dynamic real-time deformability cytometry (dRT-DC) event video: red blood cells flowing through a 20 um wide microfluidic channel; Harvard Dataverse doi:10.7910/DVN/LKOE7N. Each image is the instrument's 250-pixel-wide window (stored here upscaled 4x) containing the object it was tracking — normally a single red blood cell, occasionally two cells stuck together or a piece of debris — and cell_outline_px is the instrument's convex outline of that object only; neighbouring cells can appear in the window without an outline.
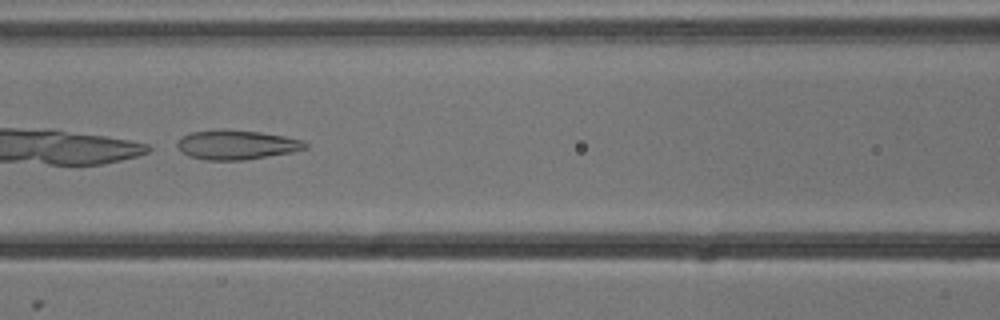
{"species": "common noctule bat (a hibernating species)", "species_latin": "Nyctalus noctula", "temperature_condition": "cold", "stored_images_in_passage": 8, "camera_frame_rate_fps": 3000, "um_per_image_px": 0.085, "animal": {"sex": "male", "body_mass_g": 13.3}, "frame": {"image": 1, "passage_image": 6, "time_ms": 1.667, "image_size_px": [1000, 320], "cell_outline_px": [[308, 148], [292, 152], [244, 160], [204, 160], [188, 156], [180, 152], [176, 144], [180, 136], [192, 132], [220, 128], [224, 128], [260, 132], [284, 136], [304, 140], [308, 144]], "centroid_in_image_um": [20.07, 12.29], "position_along_channel_um": 146.5, "area_um2": 22.37}}
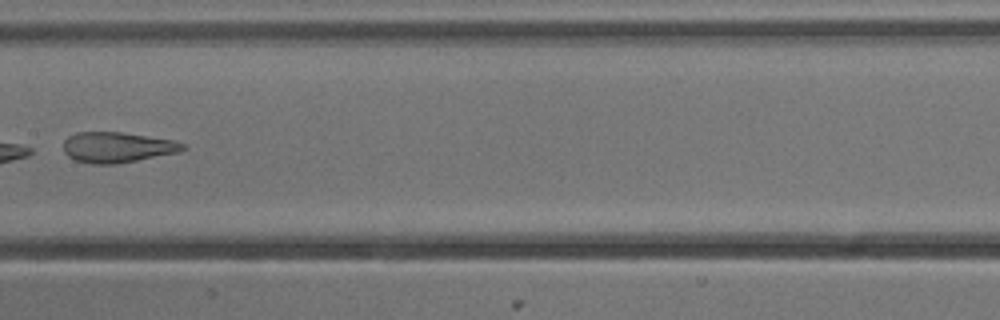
{"frame": {"image": 2, "passage_image": 7, "time_ms": 2.0, "image_size_px": [1000, 320], "cell_outline_px": [[188, 148], [180, 152], [116, 164], [88, 164], [76, 160], [68, 156], [64, 152], [64, 140], [68, 136], [76, 132], [124, 132], [176, 140], [184, 144]], "centroid_in_image_um": [9.99, 12.51], "position_along_channel_um": 197.4, "area_um2": 21.5}}
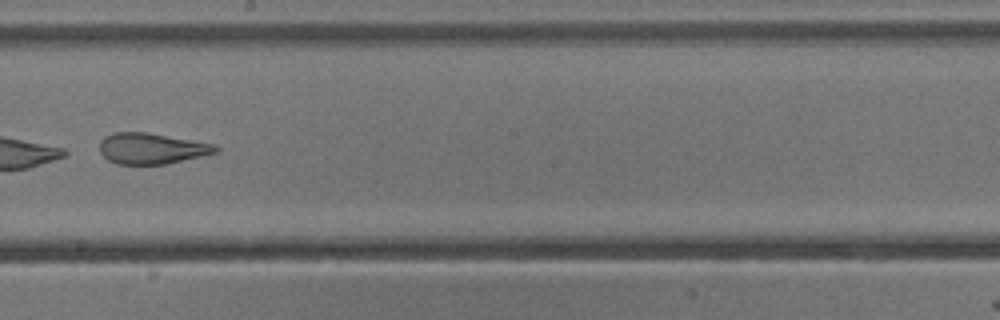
{"frame": {"image": 3, "passage_image": 8, "time_ms": 2.333, "image_size_px": [1000, 320], "cell_outline_px": [[220, 152], [164, 164], [116, 164], [108, 160], [100, 152], [100, 140], [104, 136], [112, 132], [144, 132], [212, 144], [220, 148]], "centroid_in_image_um": [12.84, 12.62], "position_along_channel_um": 235.4, "area_um2": 20.69}}